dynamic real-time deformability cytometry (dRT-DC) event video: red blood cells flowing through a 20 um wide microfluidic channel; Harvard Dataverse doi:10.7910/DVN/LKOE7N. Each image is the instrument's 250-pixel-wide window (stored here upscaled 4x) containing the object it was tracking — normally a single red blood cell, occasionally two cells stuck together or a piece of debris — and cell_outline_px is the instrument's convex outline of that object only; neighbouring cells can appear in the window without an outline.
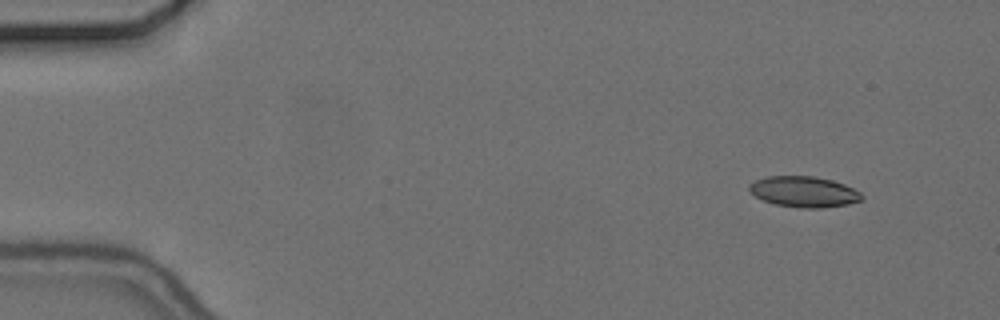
{"species": "common noctule bat (a hibernating species)", "species_latin": "Nyctalus noctula", "temperature_condition": "cold", "stored_images_in_passage": 52, "camera_frame_rate_fps": 3000, "um_per_image_px": 0.085, "animal": {"sex": "female", "body_mass_g": 24.6, "forearm_length_mm": 56.2}, "frame": {"image": 1, "passage_image": 1, "time_ms": 0.0, "image_size_px": [1000, 320], "cell_outline_px": [[864, 200], [848, 204], [820, 208], [800, 208], [776, 204], [764, 200], [756, 196], [748, 188], [748, 184], [756, 180], [768, 176], [816, 176], [832, 180], [844, 184], [860, 192], [864, 196]], "centroid_in_image_um": [68.37, 16.29], "position_along_channel_um": 16.6, "area_um2": 20.17}}
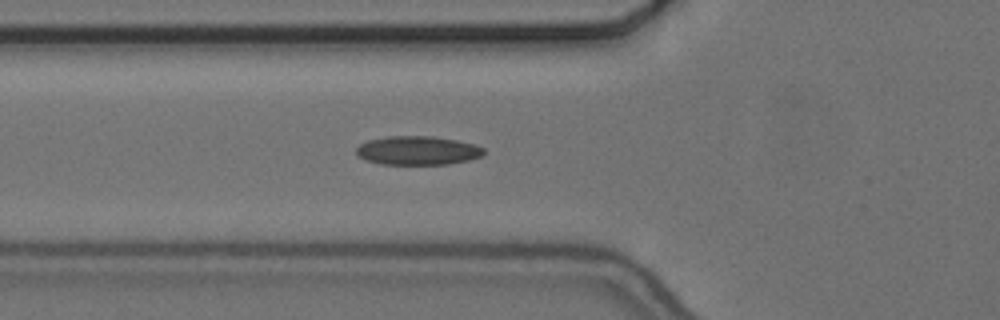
{"frame": {"image": 2, "passage_image": 16, "time_ms": 5.0, "image_size_px": [1000, 320], "cell_outline_px": [[484, 152], [480, 156], [468, 160], [448, 164], [380, 164], [356, 156], [356, 148], [360, 144], [368, 140], [388, 136], [432, 136], [456, 140], [472, 144], [484, 148]], "centroid_in_image_um": [35.46, 12.79], "position_along_channel_um": 90.3, "area_um2": 21.27}}
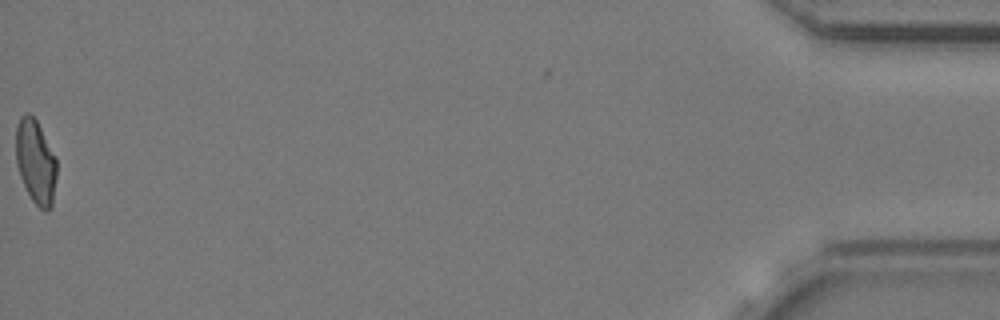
{"frame": {"image": 3, "passage_image": 52, "time_ms": 17.0, "image_size_px": [1000, 320], "cell_outline_px": [[56, 176], [52, 208], [48, 212], [40, 208], [32, 200], [20, 176], [16, 164], [16, 124], [20, 116], [24, 112], [28, 112], [36, 120], [56, 156]], "centroid_in_image_um": [3.03, 13.74], "position_along_channel_um": 432.2, "area_um2": 20.11}, "authors_computed_cell_mechanics": {"area_um2": 20.519, "velocity_mm_per_s": 3.684, "shape_relaxation_time_tau1_ms": null, "shape_relaxation_time_tau2_ms": 3.4199, "deformation_change_tau1": null, "deformation_change_tau2": 0.0875}}